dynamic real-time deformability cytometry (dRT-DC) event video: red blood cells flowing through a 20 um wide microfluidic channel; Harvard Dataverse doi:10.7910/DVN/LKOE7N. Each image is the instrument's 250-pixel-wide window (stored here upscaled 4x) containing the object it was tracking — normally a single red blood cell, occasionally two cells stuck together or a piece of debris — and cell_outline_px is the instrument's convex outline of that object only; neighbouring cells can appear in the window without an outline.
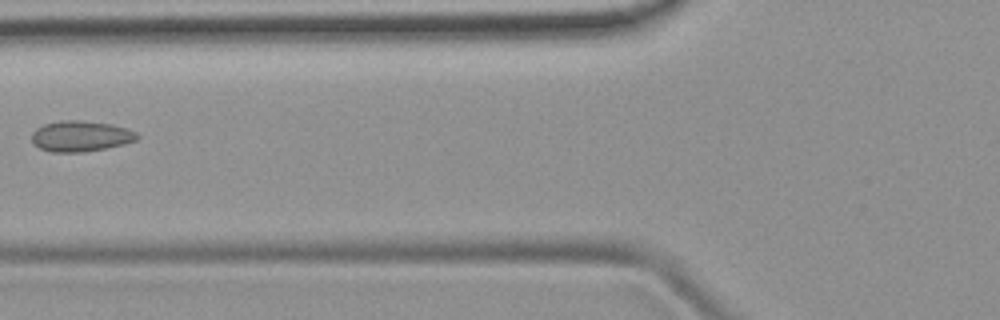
{"species": "common noctule bat (a hibernating species)", "species_latin": "Nyctalus noctula", "temperature_condition": "room temperature", "stored_images_in_passage": 3, "camera_frame_rate_fps": 3000, "um_per_image_px": 0.085, "animal": {"sex": "female", "body_mass_g": 19.9}, "frame": {"image": 1, "passage_image": 3, "time_ms": 2.333, "image_size_px": [1000, 320], "cell_outline_px": [[140, 136], [136, 140], [124, 144], [104, 148], [80, 152], [52, 152], [40, 148], [32, 144], [32, 132], [36, 128], [44, 124], [60, 120], [80, 120], [112, 124], [136, 132]], "centroid_in_image_um": [6.83, 11.57], "position_along_channel_um": 119.0, "area_um2": 18.84}}